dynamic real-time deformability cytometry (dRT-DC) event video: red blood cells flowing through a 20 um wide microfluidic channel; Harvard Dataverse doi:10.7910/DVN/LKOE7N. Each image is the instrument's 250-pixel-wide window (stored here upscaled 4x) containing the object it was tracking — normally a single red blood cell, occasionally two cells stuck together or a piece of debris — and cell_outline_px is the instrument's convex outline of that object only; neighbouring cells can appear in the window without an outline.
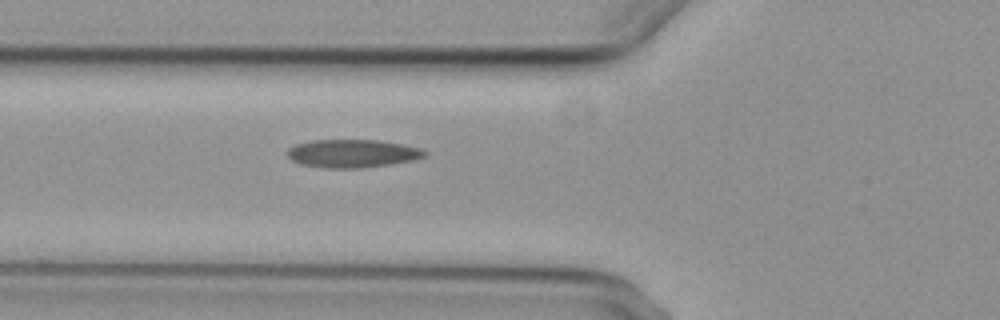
{"species": "common noctule bat (a hibernating species)", "species_latin": "Nyctalus noctula", "temperature_condition": "cold", "stored_images_in_passage": 5, "segment_of_instrument_passage": [1, 2], "camera_frame_rate_fps": 3000, "um_per_image_px": 0.085, "animal": {"sex": "female", "body_mass_g": 29.2, "forearm_length_mm": 56.3}, "frame": {"image": 1, "passage_image": 4, "time_ms": 3.333, "image_size_px": [1000, 320], "cell_outline_px": [[428, 156], [412, 160], [392, 164], [364, 168], [324, 168], [300, 164], [292, 160], [284, 152], [288, 148], [296, 144], [312, 140], [376, 140], [400, 144], [420, 148], [428, 152]], "centroid_in_image_um": [29.94, 13.05], "position_along_channel_um": 95.9, "area_um2": 22.66}}